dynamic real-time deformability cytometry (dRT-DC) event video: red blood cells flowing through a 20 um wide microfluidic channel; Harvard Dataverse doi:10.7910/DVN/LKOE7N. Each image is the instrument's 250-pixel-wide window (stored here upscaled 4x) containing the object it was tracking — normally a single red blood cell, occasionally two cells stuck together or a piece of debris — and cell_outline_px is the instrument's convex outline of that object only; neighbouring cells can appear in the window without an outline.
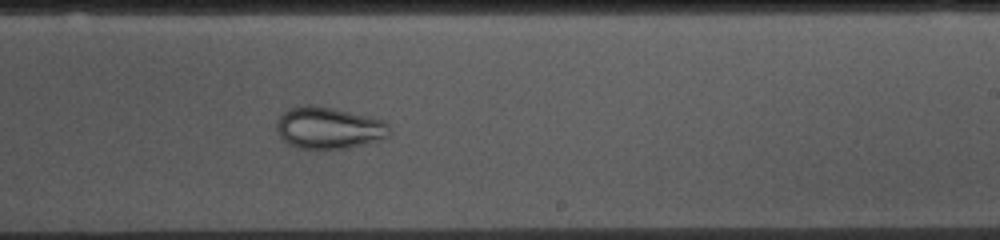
{"species": "common noctule bat (a hibernating species)", "species_latin": "Nyctalus noctula", "temperature_condition": "cold", "stored_images_in_passage": 53, "camera_frame_rate_fps": 3000, "um_per_image_px": 0.085, "animal": {"sex": "female", "body_mass_g": 10.0, "forearm_length_mm": 53.1}, "frame": {"image": 1, "passage_image": 31, "time_ms": 10.0, "image_size_px": [1000, 240], "cell_outline_px": [[388, 136], [380, 140], [348, 148], [300, 148], [288, 144], [280, 136], [276, 128], [276, 120], [288, 108], [304, 104], [312, 104], [332, 108], [368, 116], [384, 120], [388, 124]], "centroid_in_image_um": [27.91, 10.86], "position_along_channel_um": 261.1, "area_um2": 27.4}}
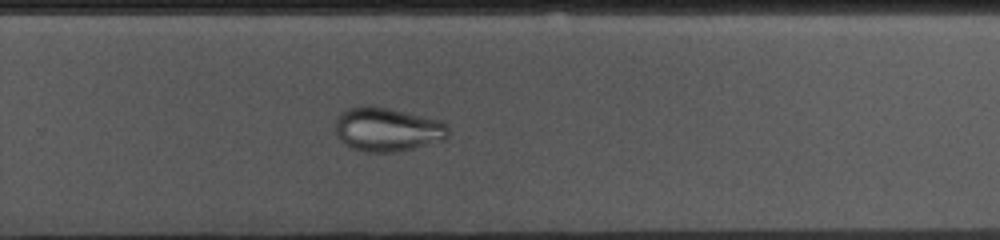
{"frame": {"image": 2, "passage_image": 34, "time_ms": 11.0, "image_size_px": [1000, 240], "cell_outline_px": [[448, 136], [444, 140], [412, 148], [392, 152], [364, 152], [352, 148], [344, 144], [336, 136], [336, 116], [340, 112], [348, 108], [360, 104], [372, 104], [440, 120], [448, 128]], "centroid_in_image_um": [32.85, 10.98], "position_along_channel_um": 296.9, "area_um2": 29.19}}
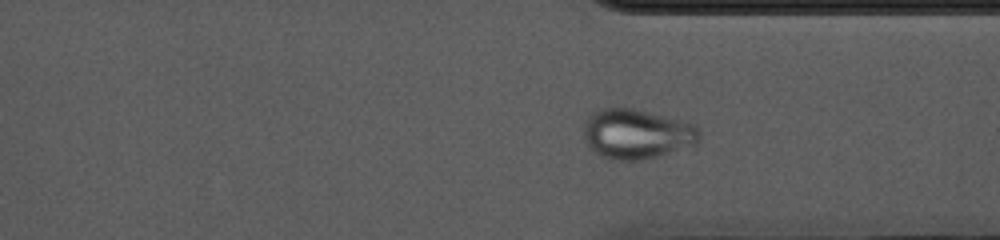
{"frame": {"image": 3, "passage_image": 39, "time_ms": 12.667, "image_size_px": [1000, 240], "cell_outline_px": [[700, 136], [696, 144], [660, 156], [644, 160], [616, 160], [604, 156], [596, 152], [588, 144], [584, 136], [584, 124], [588, 116], [592, 112], [600, 108], [632, 108], [688, 120], [696, 124], [700, 132]], "centroid_in_image_um": [54.18, 11.36], "position_along_channel_um": 357.2, "area_um2": 33.93}}